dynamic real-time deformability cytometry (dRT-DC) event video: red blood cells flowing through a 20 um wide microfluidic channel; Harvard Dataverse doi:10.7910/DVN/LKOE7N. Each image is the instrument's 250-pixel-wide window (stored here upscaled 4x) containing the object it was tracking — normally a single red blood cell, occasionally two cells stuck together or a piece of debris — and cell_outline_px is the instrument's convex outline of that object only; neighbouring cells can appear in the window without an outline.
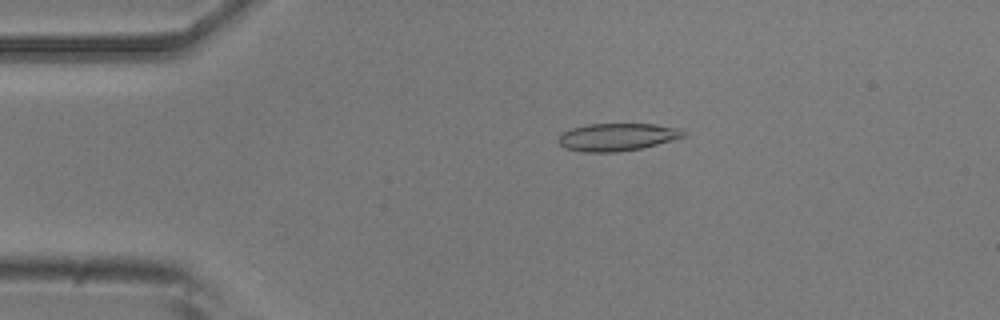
{"species": "common noctule bat (a hibernating species)", "species_latin": "Nyctalus noctula", "temperature_condition": "room temperature", "stored_images_in_passage": 31, "camera_frame_rate_fps": 3000, "um_per_image_px": 0.085, "animal": {"sex": "male", "body_mass_g": 20.5, "forearm_length_mm": 52.5}, "frame": {"image": 1, "passage_image": 1, "time_ms": 0.0, "image_size_px": [1000, 320], "cell_outline_px": [[688, 136], [644, 148], [616, 152], [584, 152], [568, 148], [560, 144], [556, 140], [564, 132], [572, 128], [588, 124], [652, 124], [680, 128], [688, 132]], "centroid_in_image_um": [52.54, 11.65], "position_along_channel_um": 32.5, "area_um2": 20.23}}
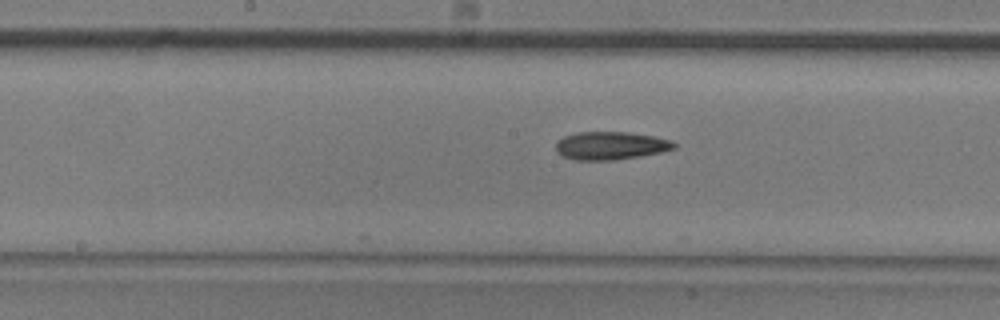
{"frame": {"image": 2, "passage_image": 17, "time_ms": 5.333, "image_size_px": [1000, 320], "cell_outline_px": [[676, 148], [660, 152], [640, 156], [616, 160], [576, 160], [560, 156], [556, 152], [556, 144], [564, 136], [576, 132], [628, 132], [656, 136], [672, 140], [676, 144]], "centroid_in_image_um": [51.91, 12.38], "position_along_channel_um": 196.3, "area_um2": 19.48}}
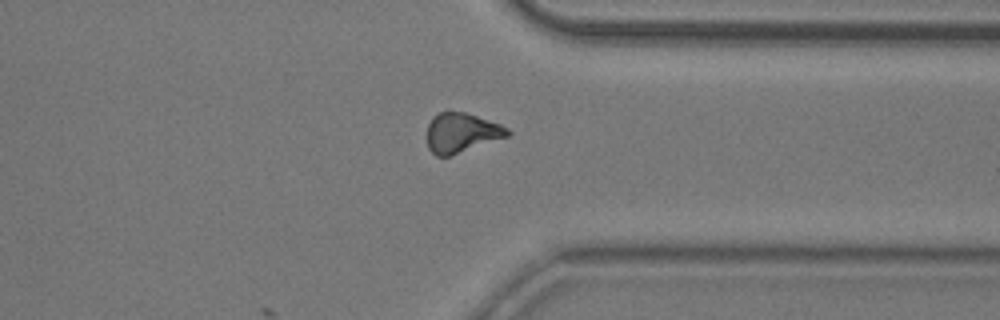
{"frame": {"image": 3, "passage_image": 31, "time_ms": 10.0, "image_size_px": [1000, 320], "cell_outline_px": [[512, 136], [448, 156], [436, 156], [428, 148], [428, 124], [432, 116], [440, 112], [464, 112], [500, 124], [508, 128], [512, 132]], "centroid_in_image_um": [39.27, 11.29], "position_along_channel_um": 372.1, "area_um2": 18.61}, "authors_computed_cell_mechanics": {"area_um2": 19.1896, "velocity_mm_per_s": 3.8266, "shape_relaxation_time_tau1_ms": 4.8013, "shape_relaxation_time_tau2_ms": 8.4443, "deformation_change_tau1": 0.1324, "deformation_change_tau2": 0.1907}}